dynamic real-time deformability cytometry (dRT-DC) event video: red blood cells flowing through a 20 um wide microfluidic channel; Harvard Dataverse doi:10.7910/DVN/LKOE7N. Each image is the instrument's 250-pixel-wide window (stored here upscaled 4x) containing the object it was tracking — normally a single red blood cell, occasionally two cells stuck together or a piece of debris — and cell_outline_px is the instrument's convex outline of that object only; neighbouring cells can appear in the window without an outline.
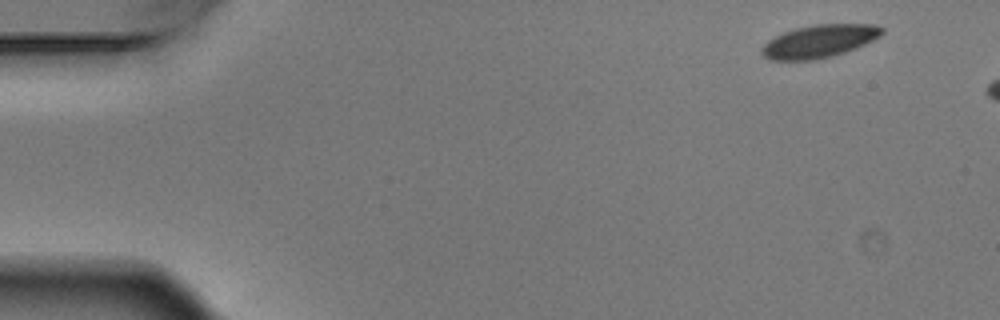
{"species": "Egyptian fruit bat (a non-hibernating species)", "species_latin": "Rousettus aegyptiacus", "temperature_condition": "warm", "stored_images_in_passage": 3, "camera_frame_rate_fps": 3000, "um_per_image_px": 0.085, "animal": {"sex": "male"}, "frame": {"image": 1, "passage_image": 1, "time_ms": 0.0, "image_size_px": [1000, 320], "cell_outline_px": [[884, 32], [880, 36], [856, 48], [832, 56], [812, 60], [768, 60], [760, 52], [760, 48], [768, 40], [784, 32], [796, 28], [816, 24], [876, 24], [884, 28]], "centroid_in_image_um": [69.63, 3.5], "position_along_channel_um": 15.4, "area_um2": 23.0}}